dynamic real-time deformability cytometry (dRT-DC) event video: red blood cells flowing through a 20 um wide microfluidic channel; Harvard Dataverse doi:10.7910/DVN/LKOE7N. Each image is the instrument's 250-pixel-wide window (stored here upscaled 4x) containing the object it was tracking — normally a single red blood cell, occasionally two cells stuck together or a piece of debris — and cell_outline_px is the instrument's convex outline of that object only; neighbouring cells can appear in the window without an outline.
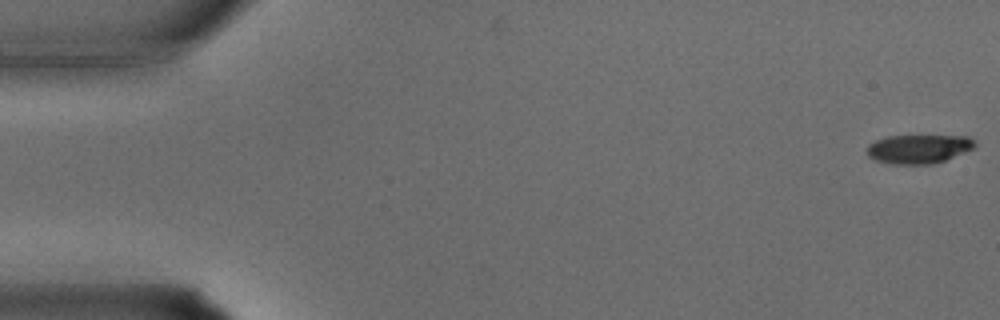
{"species": "common noctule bat (a hibernating species)", "species_latin": "Nyctalus noctula", "temperature_condition": "warm", "stored_images_in_passage": 34, "camera_frame_rate_fps": 3000, "um_per_image_px": 0.085, "animal": {"sex": "male", "body_mass_g": 15.6}, "frame": {"image": 1, "passage_image": 1, "time_ms": 0.0, "image_size_px": [1000, 320], "cell_outline_px": [[976, 144], [972, 148], [944, 160], [932, 164], [892, 164], [876, 160], [868, 156], [864, 148], [868, 144], [876, 140], [888, 136], [968, 136]], "centroid_in_image_um": [78.0, 12.66], "position_along_channel_um": 7.0, "area_um2": 17.98}}
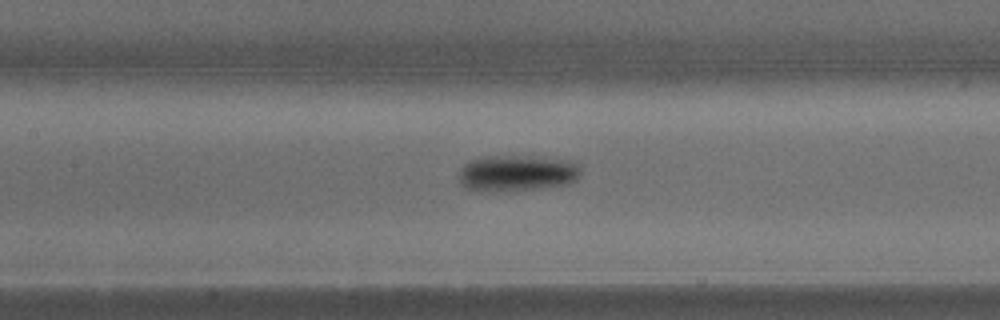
{"frame": {"image": 2, "passage_image": 16, "time_ms": 5.0, "image_size_px": [1000, 320], "cell_outline_px": [[580, 176], [576, 180], [568, 184], [544, 188], [468, 188], [460, 184], [460, 168], [468, 160], [480, 156], [536, 156], [572, 160], [580, 168]], "centroid_in_image_um": [44.01, 14.64], "position_along_channel_um": 163.4, "area_um2": 25.03}}
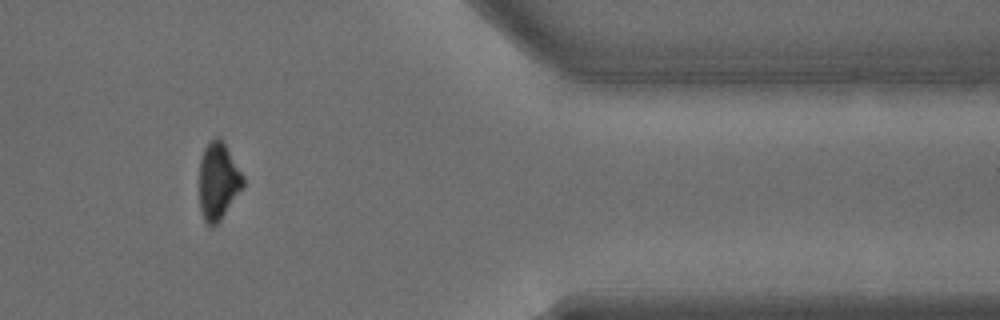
{"frame": {"image": 3, "passage_image": 29, "time_ms": 9.333, "image_size_px": [1000, 320], "cell_outline_px": [[244, 188], [220, 220], [212, 228], [204, 220], [200, 208], [200, 160], [204, 148], [216, 136], [220, 136], [244, 176]], "centroid_in_image_um": [18.57, 15.4], "position_along_channel_um": 392.8, "area_um2": 19.71}}